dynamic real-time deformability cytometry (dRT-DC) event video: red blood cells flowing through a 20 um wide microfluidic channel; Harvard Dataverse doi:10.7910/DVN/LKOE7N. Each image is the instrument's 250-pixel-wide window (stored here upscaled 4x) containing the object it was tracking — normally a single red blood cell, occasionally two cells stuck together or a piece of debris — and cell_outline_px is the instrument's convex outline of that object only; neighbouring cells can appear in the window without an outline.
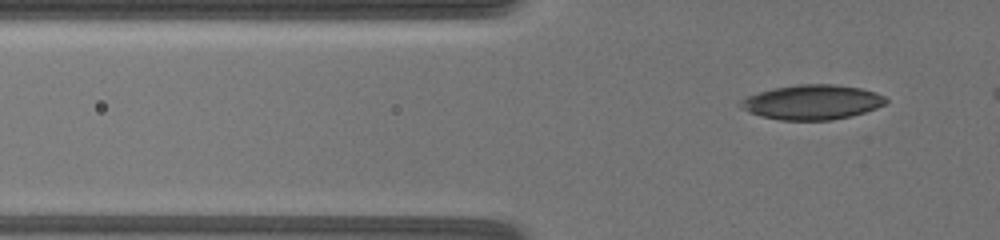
{"species": "common noctule bat (a hibernating species)", "species_latin": "Nyctalus noctula", "temperature_condition": "warm", "stored_images_in_passage": 74, "camera_frame_rate_fps": 3000, "um_per_image_px": 0.085, "animal": {"sex": "female", "body_mass_g": 19.5, "forearm_length_mm": 54.1}, "frame": {"image": 1, "passage_image": 2, "time_ms": 0.333, "image_size_px": [1000, 240], "cell_outline_px": [[888, 100], [884, 104], [876, 108], [864, 112], [832, 120], [780, 120], [748, 112], [740, 108], [736, 104], [740, 100], [748, 96], [760, 92], [776, 88], [800, 84], [832, 84], [860, 88], [884, 96]], "centroid_in_image_um": [68.99, 8.69], "position_along_channel_um": 56.8, "area_um2": 29.07}}
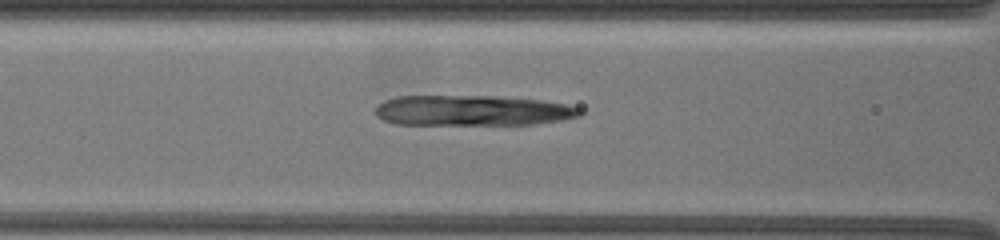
{"frame": {"image": 2, "passage_image": 18, "time_ms": 3.0, "image_size_px": [1000, 240], "cell_outline_px": [[584, 112], [580, 116], [560, 120], [532, 124], [396, 124], [384, 120], [376, 116], [376, 108], [380, 104], [396, 96], [492, 96], [540, 100], [564, 104], [580, 108]], "centroid_in_image_um": [40.17, 9.39], "position_along_channel_um": 126.4, "area_um2": 35.95}}